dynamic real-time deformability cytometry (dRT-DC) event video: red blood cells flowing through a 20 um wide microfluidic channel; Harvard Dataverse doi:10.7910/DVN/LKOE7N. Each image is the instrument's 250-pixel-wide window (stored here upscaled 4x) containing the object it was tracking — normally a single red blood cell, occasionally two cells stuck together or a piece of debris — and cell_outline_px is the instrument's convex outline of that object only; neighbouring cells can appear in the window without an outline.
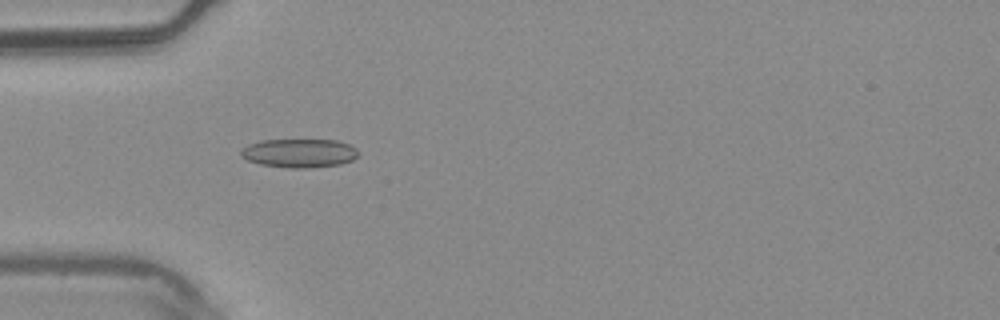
{"species": "common noctule bat (a hibernating species)", "species_latin": "Nyctalus noctula", "temperature_condition": "warm", "stored_images_in_passage": 7, "camera_frame_rate_fps": 3000, "um_per_image_px": 0.085, "animal": {"sex": "male", "body_mass_g": 20.4}, "frame": {"image": 1, "passage_image": 4, "time_ms": 1.0, "image_size_px": [1000, 320], "cell_outline_px": [[360, 152], [352, 160], [340, 164], [304, 168], [296, 168], [260, 164], [248, 160], [240, 156], [240, 148], [248, 144], [260, 140], [336, 140], [348, 144], [356, 148]], "centroid_in_image_um": [25.41, 13.0], "position_along_channel_um": 59.6, "area_um2": 19.59}}
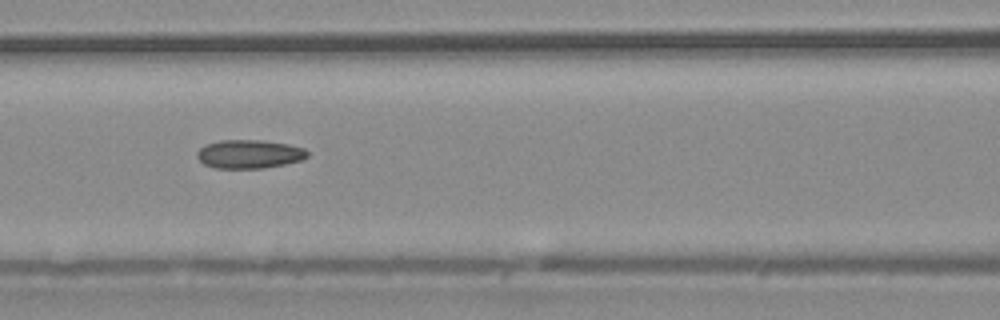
{"frame": {"image": 2, "passage_image": 6, "time_ms": 1.667, "image_size_px": [1000, 320], "cell_outline_px": [[308, 156], [304, 160], [264, 168], [216, 168], [204, 164], [196, 156], [196, 152], [204, 144], [220, 140], [260, 140], [288, 144], [304, 148], [308, 152]], "centroid_in_image_um": [21.18, 13.09], "position_along_channel_um": 145.4, "area_um2": 18.5}}
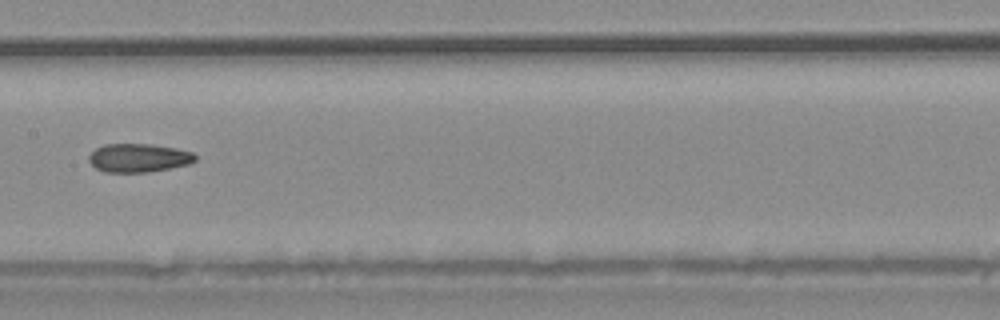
{"frame": {"image": 3, "passage_image": 7, "time_ms": 2.0, "image_size_px": [1000, 320], "cell_outline_px": [[196, 160], [188, 164], [148, 172], [104, 172], [96, 168], [88, 160], [88, 156], [96, 148], [104, 144], [152, 144], [176, 148], [192, 152], [196, 156]], "centroid_in_image_um": [11.76, 13.41], "position_along_channel_um": 195.6, "area_um2": 17.63}}